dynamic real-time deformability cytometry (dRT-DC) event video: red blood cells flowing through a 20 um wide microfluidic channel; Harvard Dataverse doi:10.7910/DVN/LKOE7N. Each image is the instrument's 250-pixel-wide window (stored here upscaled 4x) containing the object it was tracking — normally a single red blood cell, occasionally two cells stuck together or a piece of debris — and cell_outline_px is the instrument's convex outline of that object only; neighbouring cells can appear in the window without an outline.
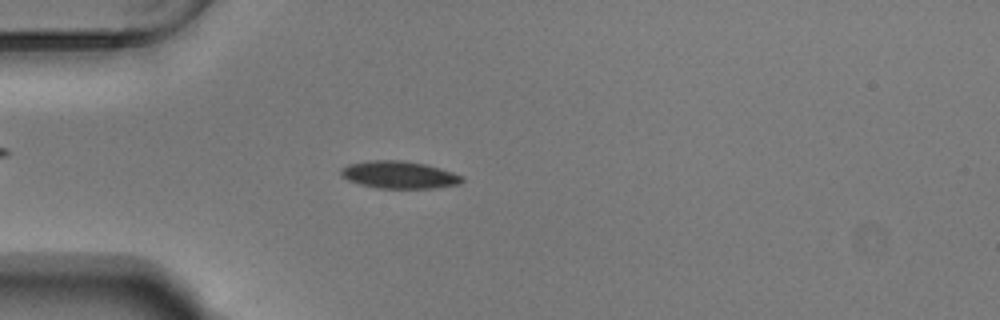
{"species": "Egyptian fruit bat (a non-hibernating species)", "species_latin": "Rousettus aegyptiacus", "temperature_condition": "warm", "stored_images_in_passage": 54, "camera_frame_rate_fps": 3000, "um_per_image_px": 0.085, "animal": {"sex": "male"}, "frame": {"image": 1, "passage_image": 15, "time_ms": 4.667, "image_size_px": [1000, 320], "cell_outline_px": [[464, 180], [460, 184], [432, 188], [380, 188], [360, 184], [348, 180], [340, 172], [340, 168], [348, 164], [368, 160], [404, 160], [424, 164], [440, 168], [464, 176]], "centroid_in_image_um": [33.94, 14.85], "position_along_channel_um": 51.1, "area_um2": 19.31}}
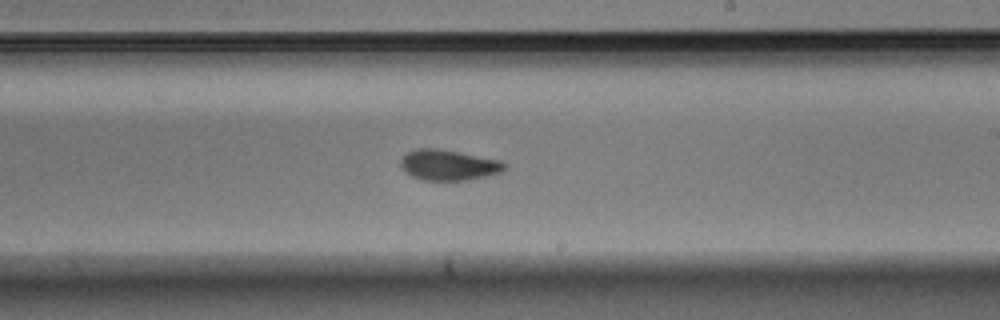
{"frame": {"image": 2, "passage_image": 32, "time_ms": 10.333, "image_size_px": [1000, 320], "cell_outline_px": [[508, 164], [500, 172], [484, 176], [464, 180], [424, 180], [412, 176], [400, 164], [400, 160], [408, 152], [416, 148], [436, 148], [504, 160]], "centroid_in_image_um": [38.16, 14.01], "position_along_channel_um": 250.8, "area_um2": 18.32}}
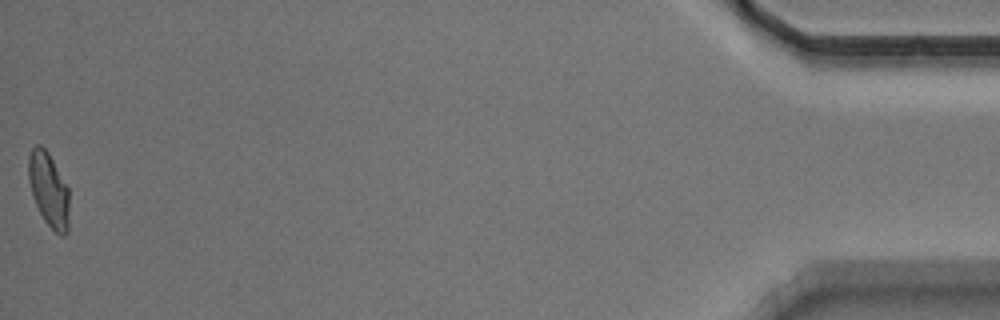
{"frame": {"image": 3, "passage_image": 54, "time_ms": 17.667, "image_size_px": [1000, 320], "cell_outline_px": [[68, 232], [64, 236], [60, 236], [44, 220], [36, 204], [28, 180], [28, 156], [32, 148], [36, 144], [40, 144], [48, 152], [68, 188]], "centroid_in_image_um": [4.13, 16.11], "position_along_channel_um": 431.1, "area_um2": 17.4}, "authors_computed_cell_mechanics": {"area_um2": 18.1203, "velocity_mm_per_s": 3.7281, "shape_relaxation_time_tau1_ms": 3.5549, "shape_relaxation_time_tau2_ms": 1.9512, "deformation_change_tau1": 0.1488, "deformation_change_tau2": 0.0711}}